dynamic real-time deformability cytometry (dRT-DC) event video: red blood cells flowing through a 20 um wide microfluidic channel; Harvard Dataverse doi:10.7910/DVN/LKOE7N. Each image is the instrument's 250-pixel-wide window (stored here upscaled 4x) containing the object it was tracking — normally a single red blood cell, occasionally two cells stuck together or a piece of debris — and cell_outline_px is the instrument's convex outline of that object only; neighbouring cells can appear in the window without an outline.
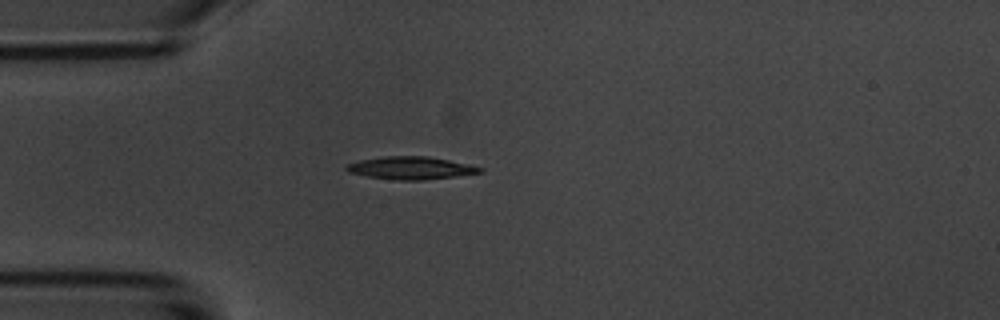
{"species": "common noctule bat (a hibernating species)", "species_latin": "Nyctalus noctula", "temperature_condition": "room temperature", "stored_images_in_passage": 2, "camera_frame_rate_fps": 3000, "um_per_image_px": 0.085, "animal": {"sex": "male", "body_mass_g": 20.1, "forearm_length_mm": 53.5}, "frame": {"image": 1, "passage_image": 1, "time_ms": 0.0, "image_size_px": [1000, 320], "cell_outline_px": [[484, 172], [456, 176], [420, 180], [396, 180], [368, 176], [348, 172], [344, 168], [344, 164], [360, 160], [384, 156], [428, 156], [468, 164], [484, 168]], "centroid_in_image_um": [34.9, 14.27], "position_along_channel_um": 50.1, "area_um2": 17.63}}